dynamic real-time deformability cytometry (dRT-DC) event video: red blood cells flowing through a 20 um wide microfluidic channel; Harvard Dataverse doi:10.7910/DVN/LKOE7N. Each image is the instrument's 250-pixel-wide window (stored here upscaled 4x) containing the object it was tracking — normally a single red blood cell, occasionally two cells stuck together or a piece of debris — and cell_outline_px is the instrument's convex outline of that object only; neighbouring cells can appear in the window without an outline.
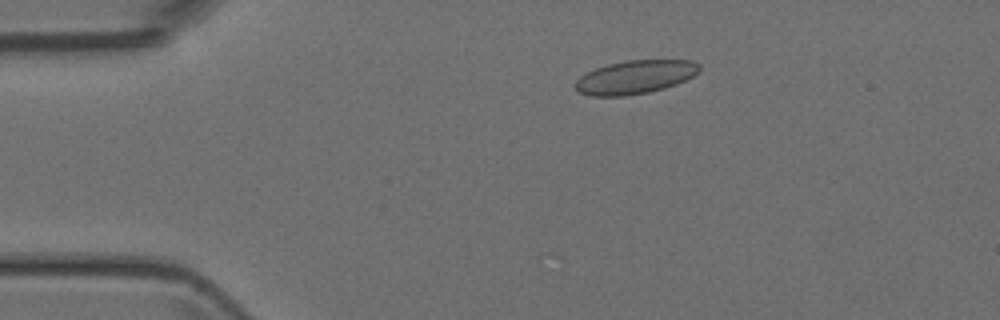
{"species": "Egyptian fruit bat (a non-hibernating species)", "species_latin": "Rousettus aegyptiacus", "temperature_condition": "room temperature", "stored_images_in_passage": 48, "camera_frame_rate_fps": 3000, "um_per_image_px": 0.085, "animal": {"sex": "female"}, "frame": {"image": 1, "passage_image": 9, "time_ms": 2.667, "image_size_px": [1000, 320], "cell_outline_px": [[700, 72], [676, 84], [664, 88], [648, 92], [624, 96], [588, 96], [580, 92], [572, 84], [580, 76], [596, 68], [608, 64], [628, 60], [692, 60], [700, 64]], "centroid_in_image_um": [53.98, 6.55], "position_along_channel_um": 31.0, "area_um2": 24.22}}
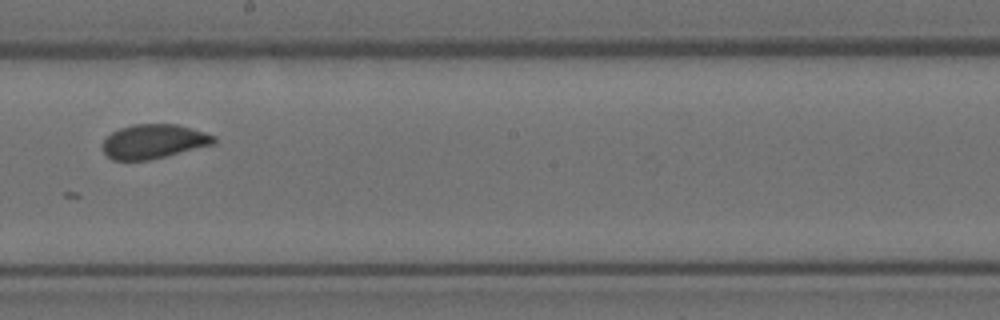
{"frame": {"image": 2, "passage_image": 27, "time_ms": 8.667, "image_size_px": [1000, 320], "cell_outline_px": [[216, 144], [148, 160], [112, 160], [104, 152], [100, 144], [112, 132], [120, 128], [132, 124], [176, 124], [204, 132], [216, 136]], "centroid_in_image_um": [13.06, 12.02], "position_along_channel_um": 235.1, "area_um2": 22.25}}
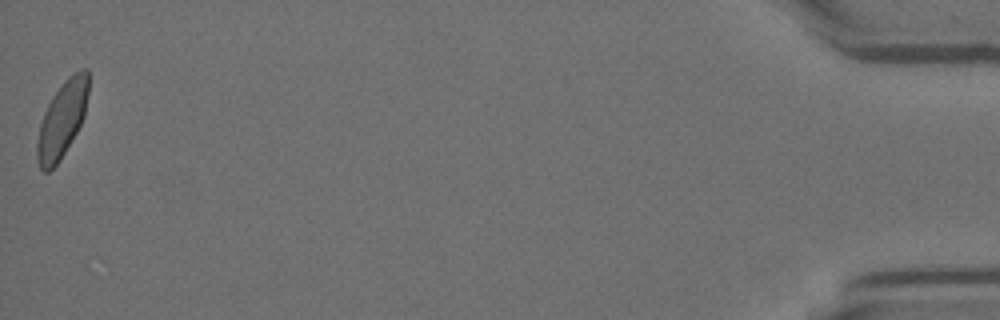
{"frame": {"image": 3, "passage_image": 48, "time_ms": 15.667, "image_size_px": [1000, 320], "cell_outline_px": [[88, 92], [84, 116], [76, 132], [60, 160], [48, 172], [44, 172], [40, 168], [36, 156], [36, 144], [40, 124], [44, 112], [52, 96], [64, 80], [68, 76], [80, 68], [88, 68]], "centroid_in_image_um": [5.27, 10.13], "position_along_channel_um": 429.9, "area_um2": 22.66}}